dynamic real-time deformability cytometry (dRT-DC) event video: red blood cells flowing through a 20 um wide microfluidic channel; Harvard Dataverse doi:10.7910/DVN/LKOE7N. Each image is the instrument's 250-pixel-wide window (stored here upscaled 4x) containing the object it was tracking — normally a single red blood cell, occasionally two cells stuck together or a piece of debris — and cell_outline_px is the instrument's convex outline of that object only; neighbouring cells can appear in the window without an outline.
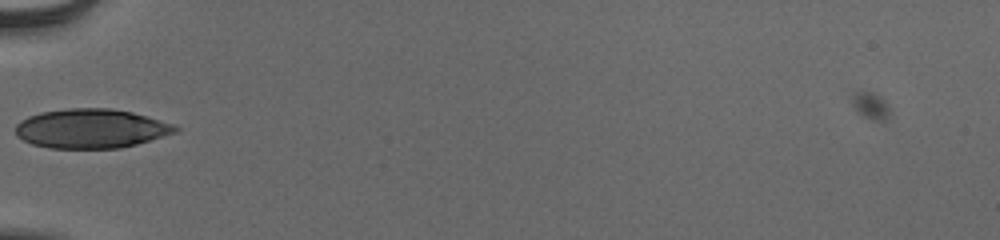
{"species": "human", "species_latin": "Homo sapiens", "temperature_condition": "cold", "stored_images_in_passage": 34, "camera_frame_rate_fps": 3000, "um_per_image_px": 0.085, "donor": {"sex": "male"}, "frame": {"image": 1, "passage_image": 1, "time_ms": 0.0, "image_size_px": [1000, 240], "cell_outline_px": [[180, 128], [176, 132], [136, 144], [120, 148], [48, 148], [32, 144], [16, 136], [16, 124], [20, 120], [28, 116], [40, 112], [68, 108], [112, 108], [132, 112], [176, 124]], "centroid_in_image_um": [7.73, 10.92], "position_along_channel_um": 77.3, "area_um2": 36.7}}
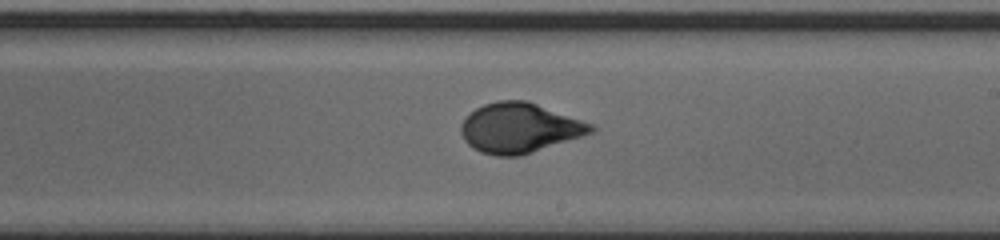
{"frame": {"image": 2, "passage_image": 14, "time_ms": 4.333, "image_size_px": [1000, 240], "cell_outline_px": [[596, 128], [592, 132], [520, 156], [496, 156], [480, 152], [472, 148], [464, 140], [460, 132], [460, 124], [476, 108], [484, 104], [496, 100], [528, 100], [596, 124]], "centroid_in_image_um": [44.16, 10.86], "position_along_channel_um": 244.8, "area_um2": 37.92}}
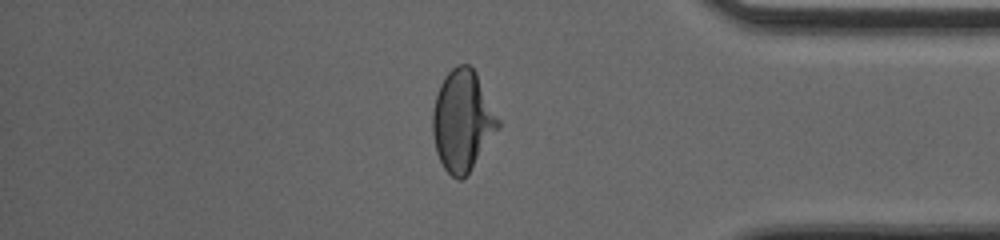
{"frame": {"image": 3, "passage_image": 27, "time_ms": 8.667, "image_size_px": [1000, 240], "cell_outline_px": [[500, 128], [468, 172], [460, 180], [456, 180], [444, 168], [436, 152], [432, 136], [432, 112], [436, 96], [440, 84], [444, 76], [456, 64], [468, 64], [476, 72], [500, 120]], "centroid_in_image_um": [39.3, 10.24], "position_along_channel_um": 395.9, "area_um2": 38.44}, "authors_computed_cell_mechanics": {"area_um2": 37.281, "velocity_mm_per_s": 3.8827, "shape_relaxation_time_tau1_ms": 5.4454, "shape_relaxation_time_tau2_ms": null, "deformation_change_tau1": 0.1975, "deformation_change_tau2": null}}